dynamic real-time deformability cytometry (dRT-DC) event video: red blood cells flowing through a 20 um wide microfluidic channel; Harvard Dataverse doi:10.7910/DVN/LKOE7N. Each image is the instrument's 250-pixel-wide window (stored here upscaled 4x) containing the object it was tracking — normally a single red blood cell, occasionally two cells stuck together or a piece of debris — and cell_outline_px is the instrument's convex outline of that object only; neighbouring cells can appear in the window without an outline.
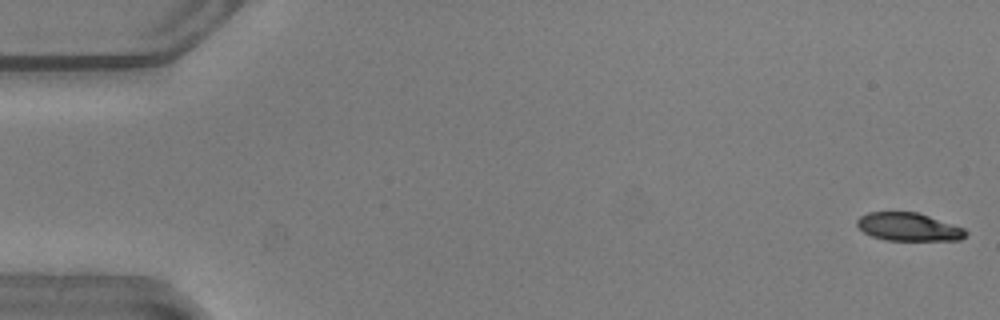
{"species": "common noctule bat (a hibernating species)", "species_latin": "Nyctalus noctula", "temperature_condition": "warm", "stored_images_in_passage": 16, "camera_frame_rate_fps": 3000, "um_per_image_px": 0.085, "animal": {"sex": "male", "body_mass_g": 20.5, "forearm_length_mm": 52.5}, "frame": {"image": 1, "passage_image": 1, "time_ms": 0.0, "image_size_px": [1000, 320], "cell_outline_px": [[968, 236], [960, 240], [884, 240], [872, 236], [864, 232], [856, 224], [856, 220], [860, 216], [868, 212], [916, 212], [964, 228], [968, 232]], "centroid_in_image_um": [77.23, 19.29], "position_along_channel_um": 7.8, "area_um2": 17.74}}
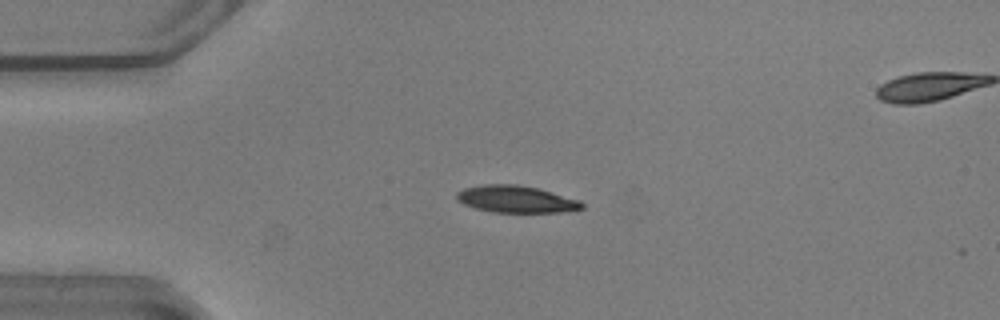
{"frame": {"image": 2, "passage_image": 13, "time_ms": 4.0, "image_size_px": [1000, 320], "cell_outline_px": [[584, 208], [564, 212], [492, 212], [476, 208], [464, 204], [456, 200], [456, 192], [464, 188], [484, 184], [516, 184], [536, 188], [580, 200], [584, 204]], "centroid_in_image_um": [43.85, 16.93], "position_along_channel_um": 41.2, "area_um2": 19.65}}